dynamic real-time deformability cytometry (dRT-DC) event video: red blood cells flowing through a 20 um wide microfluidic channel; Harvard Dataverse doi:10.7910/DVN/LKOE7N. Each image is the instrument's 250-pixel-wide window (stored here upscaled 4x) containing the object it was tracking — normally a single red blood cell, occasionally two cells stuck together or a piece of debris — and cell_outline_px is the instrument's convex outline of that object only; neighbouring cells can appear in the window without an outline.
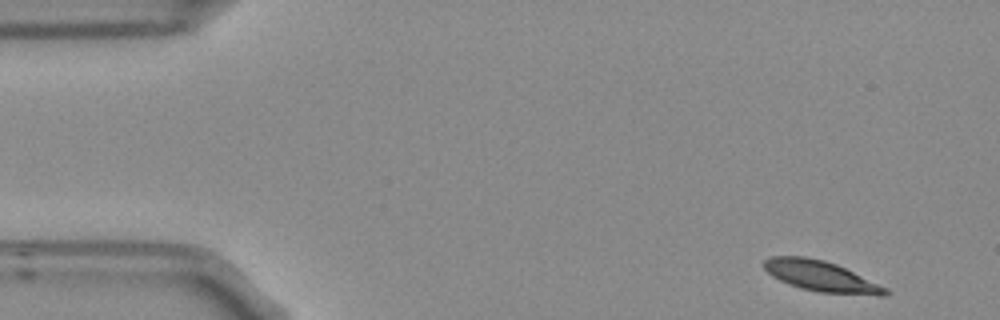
{"species": "Egyptian fruit bat (a non-hibernating species)", "species_latin": "Rousettus aegyptiacus", "temperature_condition": "room temperature", "stored_images_in_passage": 4, "camera_frame_rate_fps": 3000, "um_per_image_px": 0.085, "frame": {"image": 1, "passage_image": 1, "time_ms": 0.0, "image_size_px": [1000, 320], "cell_outline_px": [[892, 292], [888, 296], [876, 296], [820, 292], [800, 288], [788, 284], [772, 276], [764, 268], [764, 260], [768, 256], [804, 256], [824, 260], [836, 264], [888, 288]], "centroid_in_image_um": [69.82, 23.49], "position_along_channel_um": 15.2, "area_um2": 21.79}}
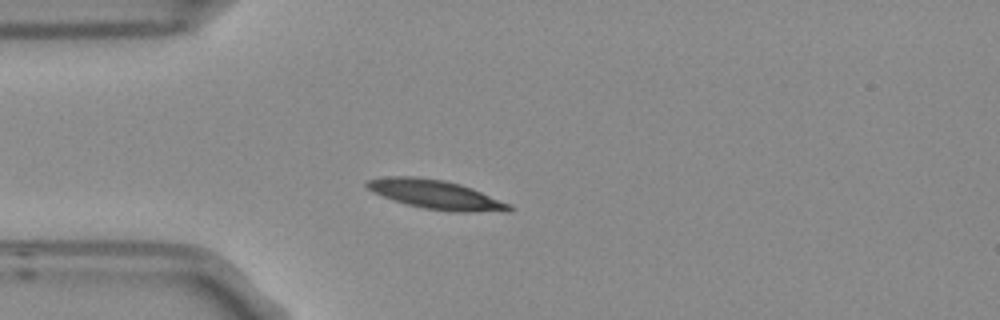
{"frame": {"image": 2, "passage_image": 3, "time_ms": 0.667, "image_size_px": [1000, 320], "cell_outline_px": [[516, 208], [508, 212], [452, 212], [424, 208], [392, 200], [372, 192], [364, 184], [364, 180], [388, 176], [416, 176], [444, 180], [460, 184], [472, 188], [512, 204]], "centroid_in_image_um": [37.08, 16.54], "position_along_channel_um": 47.9, "area_um2": 24.51}}